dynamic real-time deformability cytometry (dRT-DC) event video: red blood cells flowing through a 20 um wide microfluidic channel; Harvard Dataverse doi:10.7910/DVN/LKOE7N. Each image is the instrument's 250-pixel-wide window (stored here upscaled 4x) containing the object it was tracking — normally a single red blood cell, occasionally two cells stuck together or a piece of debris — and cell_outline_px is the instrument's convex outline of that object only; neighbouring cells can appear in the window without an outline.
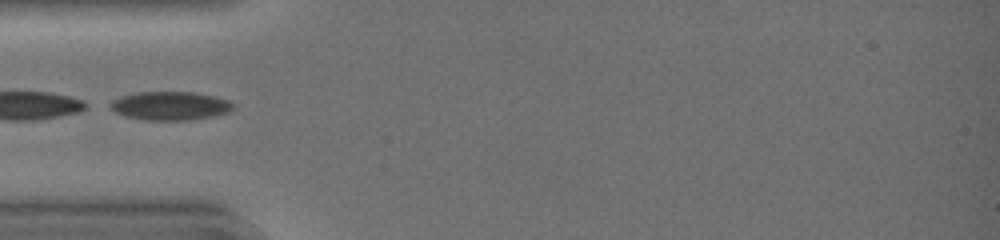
{"species": "common noctule bat (a hibernating species)", "species_latin": "Nyctalus noctula", "temperature_condition": "warm", "stored_images_in_passage": 27, "camera_frame_rate_fps": 3000, "um_per_image_px": 0.085, "animal": {"sex": "female", "body_mass_g": 19.0, "forearm_length_mm": 51.5}, "frame": {"image": 1, "passage_image": 1, "time_ms": 0.0, "image_size_px": [1000, 240], "cell_outline_px": [[236, 104], [228, 112], [212, 116], [188, 120], [144, 120], [124, 116], [108, 108], [104, 104], [120, 96], [136, 92], [196, 92], [216, 96], [228, 100]], "centroid_in_image_um": [14.4, 8.98], "position_along_channel_um": 70.6, "area_um2": 20.81}}
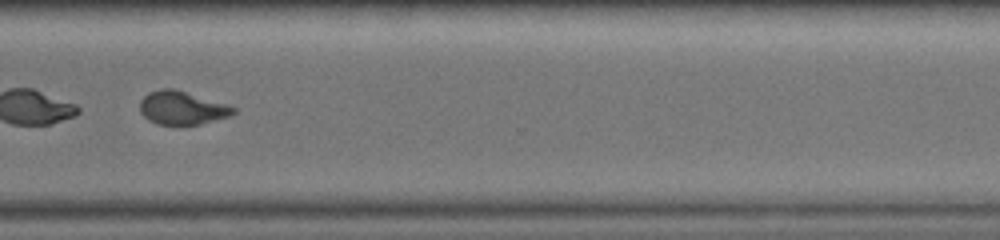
{"frame": {"image": 2, "passage_image": 20, "time_ms": 6.333, "image_size_px": [1000, 240], "cell_outline_px": [[236, 112], [232, 116], [200, 124], [156, 124], [148, 120], [140, 112], [140, 100], [148, 92], [160, 88], [176, 88], [228, 104], [236, 108]], "centroid_in_image_um": [15.49, 9.15], "position_along_channel_um": 355.1, "area_um2": 18.5}}